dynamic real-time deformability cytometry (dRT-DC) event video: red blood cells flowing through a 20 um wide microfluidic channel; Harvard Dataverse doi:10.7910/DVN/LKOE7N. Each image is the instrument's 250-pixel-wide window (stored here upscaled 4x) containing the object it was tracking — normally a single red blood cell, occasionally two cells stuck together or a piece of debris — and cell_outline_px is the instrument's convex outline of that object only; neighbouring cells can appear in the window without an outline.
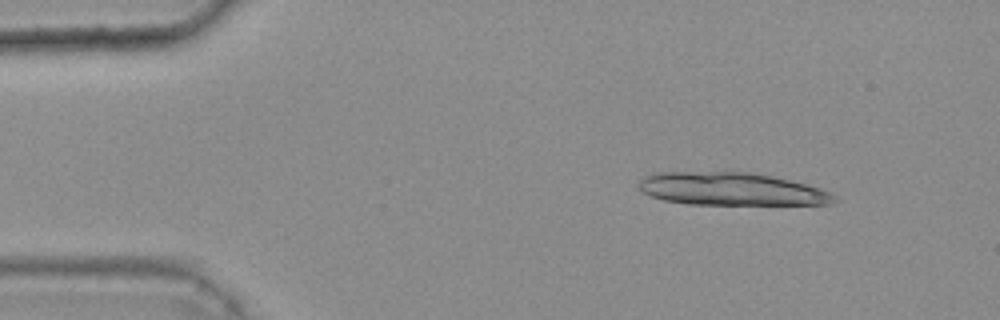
{"species": "common noctule bat (a hibernating species)", "species_latin": "Nyctalus noctula", "temperature_condition": "warm", "stored_images_in_passage": 18, "camera_frame_rate_fps": 3000, "um_per_image_px": 0.085, "animal": {"sex": "female", "body_mass_g": 25.1}, "frame": {"image": 1, "passage_image": 6, "time_ms": 1.667, "image_size_px": [1000, 320], "cell_outline_px": [[840, 200], [832, 204], [688, 204], [664, 200], [652, 196], [644, 192], [640, 188], [640, 180], [644, 176], [656, 172], [752, 172], [772, 176], [808, 184], [832, 192]], "centroid_in_image_um": [62.23, 16.06], "position_along_channel_um": 22.8, "area_um2": 37.4}}